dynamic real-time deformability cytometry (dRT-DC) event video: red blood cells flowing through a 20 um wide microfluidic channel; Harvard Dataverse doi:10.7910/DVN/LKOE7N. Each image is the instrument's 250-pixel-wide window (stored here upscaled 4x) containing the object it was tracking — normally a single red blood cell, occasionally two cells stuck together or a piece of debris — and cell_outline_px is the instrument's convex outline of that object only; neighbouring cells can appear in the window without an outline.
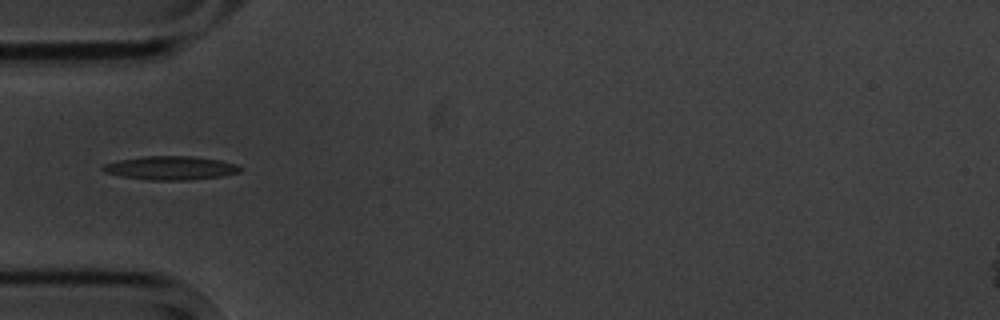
{"species": "common noctule bat (a hibernating species)", "species_latin": "Nyctalus noctula", "temperature_condition": "cold", "stored_images_in_passage": 5, "camera_frame_rate_fps": 3000, "um_per_image_px": 0.085, "animal": {"sex": "male", "body_mass_g": 20.1, "forearm_length_mm": 53.5}, "frame": {"image": 1, "passage_image": 1, "time_ms": 0.0, "image_size_px": [1000, 320], "cell_outline_px": [[244, 168], [240, 172], [224, 176], [188, 180], [148, 180], [120, 176], [104, 172], [100, 168], [104, 164], [116, 160], [144, 156], [192, 156], [220, 160], [236, 164]], "centroid_in_image_um": [14.5, 14.28], "position_along_channel_um": 70.5, "area_um2": 19.19}}
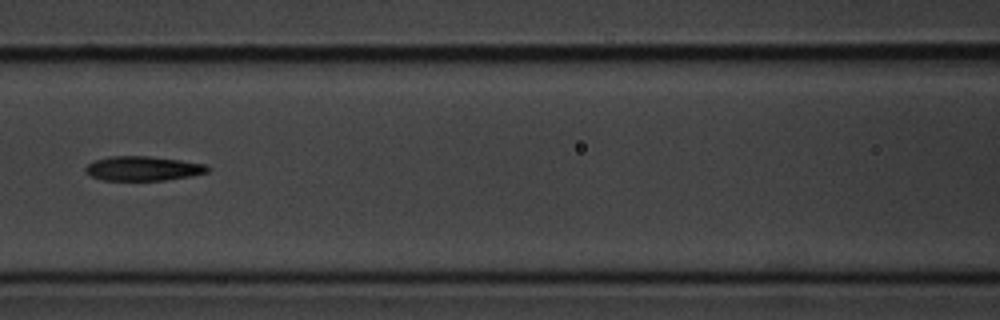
{"frame": {"image": 2, "passage_image": 3, "time_ms": 2.333, "image_size_px": [1000, 320], "cell_outline_px": [[212, 168], [208, 172], [192, 176], [164, 180], [104, 180], [92, 176], [84, 172], [84, 168], [88, 164], [96, 160], [108, 156], [148, 156], [180, 160], [204, 164]], "centroid_in_image_um": [12.17, 14.32], "position_along_channel_um": 154.4, "area_um2": 17.4}}
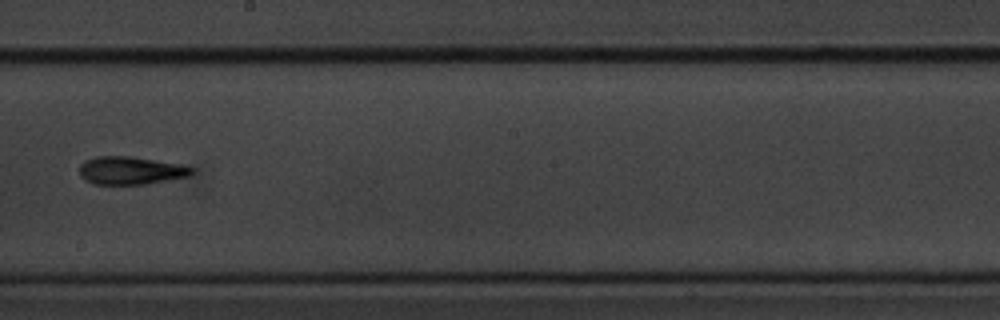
{"frame": {"image": 3, "passage_image": 5, "time_ms": 4.667, "image_size_px": [1000, 320], "cell_outline_px": [[196, 168], [188, 176], [168, 180], [144, 184], [92, 184], [84, 180], [80, 176], [80, 164], [84, 160], [96, 156], [132, 156], [184, 164]], "centroid_in_image_um": [11.11, 14.48], "position_along_channel_um": 237.1, "area_um2": 18.55}}